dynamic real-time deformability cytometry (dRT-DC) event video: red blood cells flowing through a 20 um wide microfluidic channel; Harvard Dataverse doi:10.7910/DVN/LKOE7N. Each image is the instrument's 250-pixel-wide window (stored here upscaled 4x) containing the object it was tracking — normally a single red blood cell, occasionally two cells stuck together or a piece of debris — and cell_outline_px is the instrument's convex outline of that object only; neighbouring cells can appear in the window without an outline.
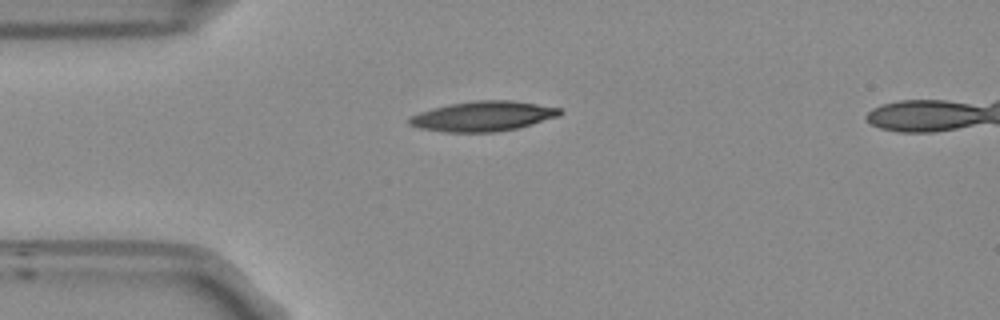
{"species": "Egyptian fruit bat (a non-hibernating species)", "species_latin": "Rousettus aegyptiacus", "temperature_condition": "room temperature", "stored_images_in_passage": 41, "camera_frame_rate_fps": 3000, "um_per_image_px": 0.085, "frame": {"image": 1, "passage_image": 1, "time_ms": 0.0, "image_size_px": [1000, 320], "cell_outline_px": [[564, 112], [560, 116], [520, 128], [492, 132], [444, 132], [420, 128], [408, 124], [408, 116], [432, 108], [448, 104], [476, 100], [512, 100], [560, 108]], "centroid_in_image_um": [41.06, 9.88], "position_along_channel_um": 43.9, "area_um2": 26.53}}
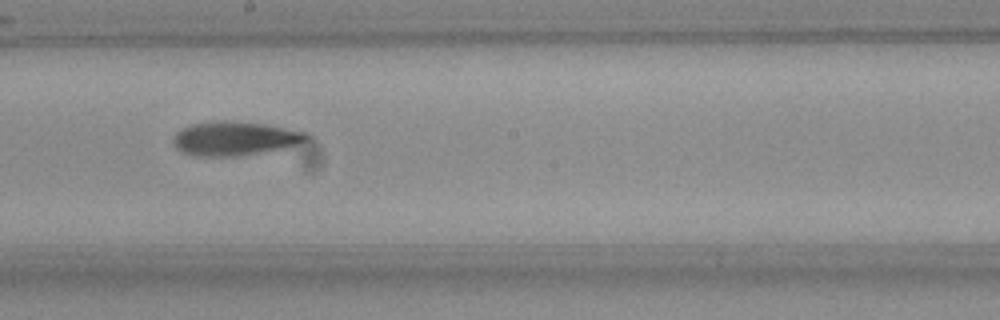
{"frame": {"image": 2, "passage_image": 17, "time_ms": 5.333, "image_size_px": [1000, 320], "cell_outline_px": [[312, 136], [308, 140], [296, 144], [280, 148], [232, 156], [196, 156], [184, 152], [176, 148], [172, 140], [176, 132], [180, 128], [192, 124], [216, 120], [224, 120], [260, 124], [308, 132]], "centroid_in_image_um": [19.91, 11.75], "position_along_channel_um": 228.3, "area_um2": 25.95}}
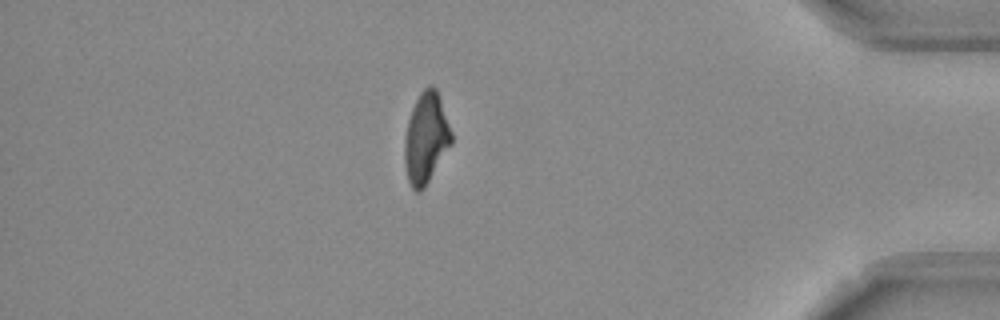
{"frame": {"image": 3, "passage_image": 34, "time_ms": 11.0, "image_size_px": [1000, 320], "cell_outline_px": [[452, 144], [424, 188], [420, 192], [416, 192], [412, 188], [408, 180], [404, 164], [404, 140], [408, 120], [412, 108], [420, 92], [428, 84], [432, 84], [436, 88], [452, 132]], "centroid_in_image_um": [36.2, 11.74], "position_along_channel_um": 399.0, "area_um2": 24.85}, "authors_computed_cell_mechanics": {"area_um2": 25.5476, "velocity_mm_per_s": 3.7514, "shape_relaxation_time_tau1_ms": 8.3826, "shape_relaxation_time_tau2_ms": 8.0867, "deformation_change_tau1": 0.2196, "deformation_change_tau2": 0.1907}}